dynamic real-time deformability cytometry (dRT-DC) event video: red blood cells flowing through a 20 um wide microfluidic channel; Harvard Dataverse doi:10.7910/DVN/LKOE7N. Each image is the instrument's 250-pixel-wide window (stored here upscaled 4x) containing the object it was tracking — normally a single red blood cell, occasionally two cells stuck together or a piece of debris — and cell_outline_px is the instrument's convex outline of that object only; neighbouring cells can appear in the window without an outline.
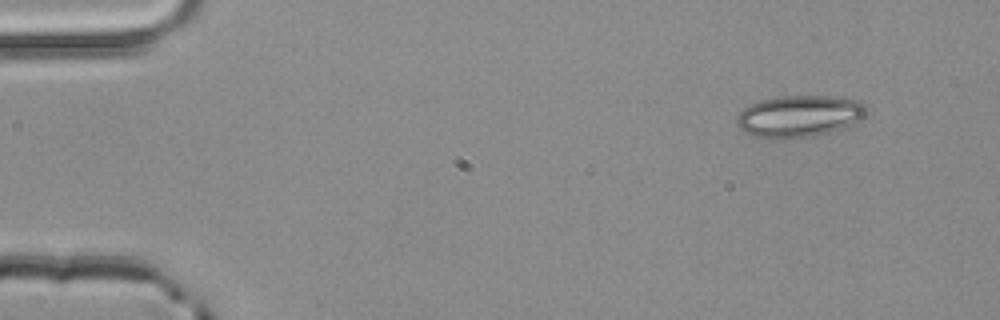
{"species": "common noctule bat (a hibernating species)", "species_latin": "Nyctalus noctula", "temperature_condition": "room temperature", "stored_images_in_passage": 2, "camera_frame_rate_fps": 3000, "um_per_image_px": 0.085, "animal": {"sex": "male", "body_mass_g": 20.4}, "frame": {"image": 1, "passage_image": 1, "time_ms": 0.0, "image_size_px": [1000, 320], "cell_outline_px": [[864, 116], [860, 120], [840, 128], [828, 132], [812, 136], [788, 140], [768, 140], [744, 132], [736, 124], [736, 116], [748, 104], [760, 100], [780, 96], [832, 96], [860, 100], [864, 104]], "centroid_in_image_um": [67.86, 9.89], "position_along_channel_um": 17.1, "area_um2": 31.85}}